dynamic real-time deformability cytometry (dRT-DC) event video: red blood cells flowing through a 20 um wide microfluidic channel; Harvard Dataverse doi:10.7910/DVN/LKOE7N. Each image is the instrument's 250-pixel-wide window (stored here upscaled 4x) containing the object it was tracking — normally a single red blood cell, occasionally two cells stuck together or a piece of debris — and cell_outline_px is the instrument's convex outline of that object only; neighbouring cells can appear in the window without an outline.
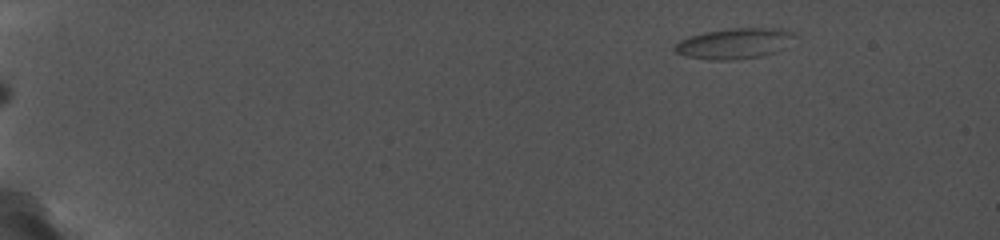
{"species": "common noctule bat (a hibernating species)", "species_latin": "Nyctalus noctula", "temperature_condition": "cold", "stored_images_in_passage": 33, "camera_frame_rate_fps": 5000, "um_per_image_px": 0.085, "animal": {"sex": "female", "body_mass_g": 19.0, "forearm_length_mm": 56.7}, "frame": {"image": 1, "passage_image": 1, "time_ms": 0.0, "image_size_px": [1000, 240], "cell_outline_px": [[800, 36], [784, 48], [776, 52], [760, 56], [728, 60], [712, 60], [684, 56], [676, 52], [672, 48], [680, 40], [704, 32], [728, 28], [780, 28], [796, 32]], "centroid_in_image_um": [62.51, 3.68], "position_along_channel_um": 22.5, "area_um2": 21.68}}
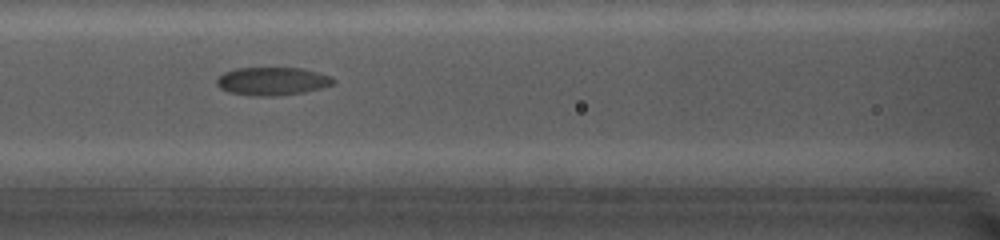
{"frame": {"image": 2, "passage_image": 15, "time_ms": 7.4, "image_size_px": [1000, 240], "cell_outline_px": [[332, 84], [300, 92], [264, 96], [260, 96], [232, 92], [220, 88], [216, 84], [216, 80], [224, 72], [236, 68], [300, 68], [316, 72], [328, 76], [332, 80]], "centroid_in_image_um": [23.05, 6.88], "position_along_channel_um": 143.6, "area_um2": 18.21}}
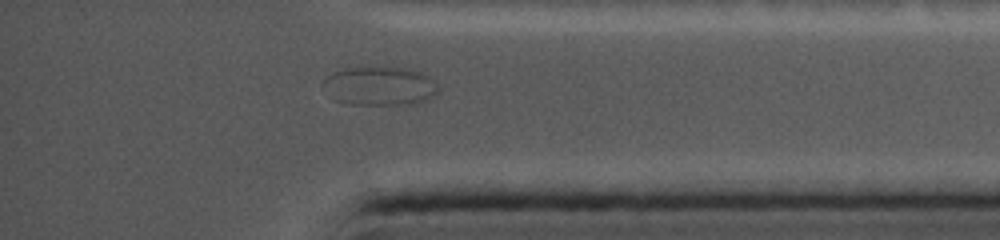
{"frame": {"image": 3, "passage_image": 30, "time_ms": 14.8, "image_size_px": [1000, 240], "cell_outline_px": [[440, 88], [432, 96], [412, 104], [352, 104], [332, 100], [320, 84], [332, 72], [344, 68], [364, 64], [376, 64], [408, 68], [420, 72], [428, 76]], "centroid_in_image_um": [32.19, 7.25], "position_along_channel_um": 403.0, "area_um2": 26.93}}